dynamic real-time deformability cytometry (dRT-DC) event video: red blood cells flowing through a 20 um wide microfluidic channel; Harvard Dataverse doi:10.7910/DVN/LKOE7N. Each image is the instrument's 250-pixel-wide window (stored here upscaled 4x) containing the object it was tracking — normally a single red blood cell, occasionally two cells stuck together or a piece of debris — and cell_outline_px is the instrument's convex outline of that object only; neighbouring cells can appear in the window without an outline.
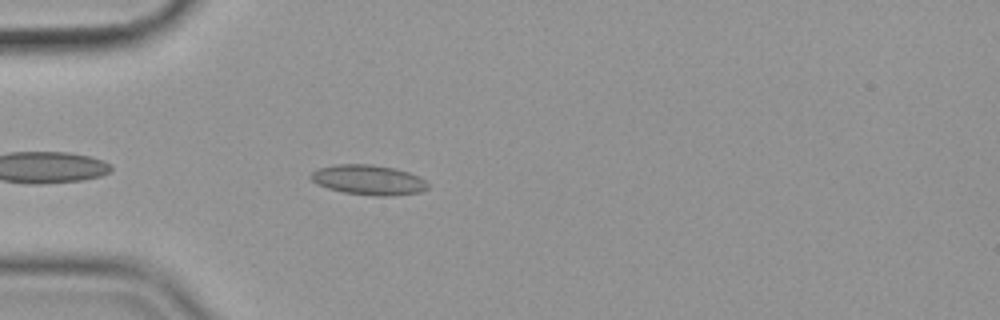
{"species": "common noctule bat (a hibernating species)", "species_latin": "Nyctalus noctula", "temperature_condition": "cold", "stored_images_in_passage": 44, "camera_frame_rate_fps": 3000, "um_per_image_px": 0.085, "animal": {"sex": "female", "body_mass_g": 19.9}, "frame": {"image": 1, "passage_image": 4, "time_ms": 1.0, "image_size_px": [1000, 320], "cell_outline_px": [[428, 188], [420, 192], [392, 196], [376, 196], [344, 192], [328, 188], [316, 184], [308, 176], [316, 168], [336, 164], [372, 164], [392, 168], [408, 172], [420, 176], [428, 184]], "centroid_in_image_um": [31.3, 15.29], "position_along_channel_um": 53.7, "area_um2": 20.52}}
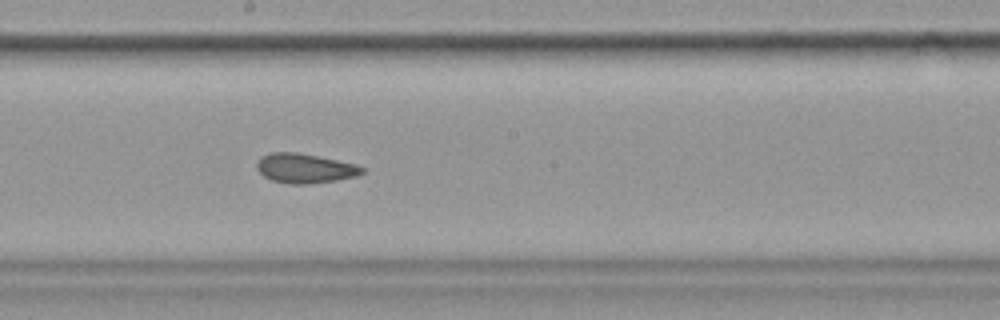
{"frame": {"image": 2, "passage_image": 19, "time_ms": 6.0, "image_size_px": [1000, 320], "cell_outline_px": [[364, 172], [356, 176], [336, 180], [308, 184], [288, 184], [272, 180], [264, 176], [256, 168], [256, 164], [260, 156], [272, 152], [296, 152], [356, 164], [364, 168]], "centroid_in_image_um": [25.88, 14.31], "position_along_channel_um": 222.3, "area_um2": 18.03}}
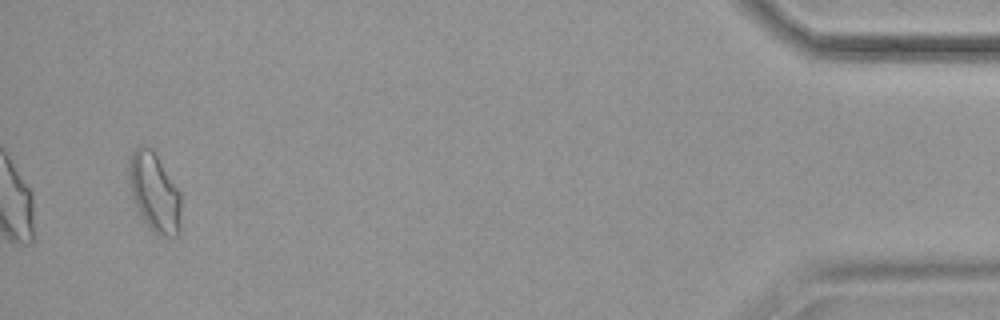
{"frame": {"image": 3, "passage_image": 42, "time_ms": 13.667, "image_size_px": [1000, 320], "cell_outline_px": [[180, 232], [176, 236], [160, 236], [148, 228], [132, 196], [128, 184], [128, 164], [132, 152], [140, 144], [144, 144], [152, 148], [180, 192]], "centroid_in_image_um": [13.11, 16.33], "position_along_channel_um": 422.1, "area_um2": 24.04}, "authors_computed_cell_mechanics": {"area_um2": 18.7272, "velocity_mm_per_s": 3.5699, "shape_relaxation_time_tau1_ms": null, "shape_relaxation_time_tau2_ms": 2.4493, "deformation_change_tau1": null, "deformation_change_tau2": 0.0901}}